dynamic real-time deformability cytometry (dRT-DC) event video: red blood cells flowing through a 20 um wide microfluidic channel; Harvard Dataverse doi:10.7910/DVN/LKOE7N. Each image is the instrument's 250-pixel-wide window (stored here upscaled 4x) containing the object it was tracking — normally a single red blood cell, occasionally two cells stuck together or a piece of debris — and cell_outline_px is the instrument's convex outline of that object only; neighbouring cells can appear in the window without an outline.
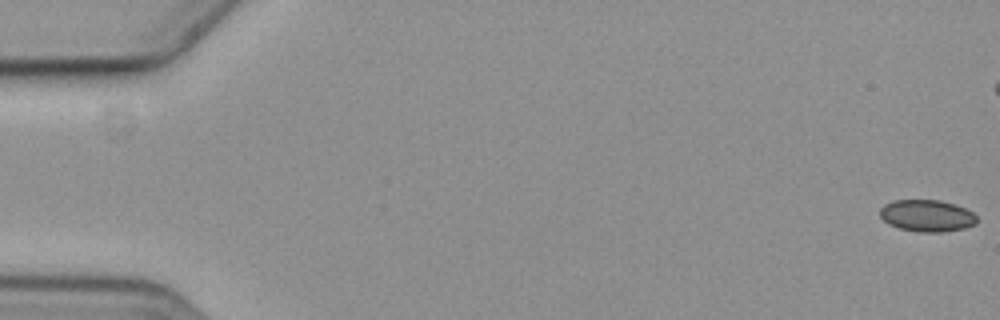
{"species": "common noctule bat (a hibernating species)", "species_latin": "Nyctalus noctula", "temperature_condition": "cold", "stored_images_in_passage": 3, "camera_frame_rate_fps": 3000, "um_per_image_px": 0.085, "animal": {"sex": "female", "body_mass_g": 19.3, "forearm_length_mm": 54.1}, "frame": {"image": 1, "passage_image": 1, "time_ms": 0.0, "image_size_px": [1000, 320], "cell_outline_px": [[976, 224], [964, 228], [944, 232], [916, 232], [900, 228], [888, 224], [880, 216], [880, 208], [884, 204], [896, 200], [940, 200], [964, 208], [972, 212], [976, 216]], "centroid_in_image_um": [78.77, 18.34], "position_along_channel_um": 6.2, "area_um2": 17.92}}